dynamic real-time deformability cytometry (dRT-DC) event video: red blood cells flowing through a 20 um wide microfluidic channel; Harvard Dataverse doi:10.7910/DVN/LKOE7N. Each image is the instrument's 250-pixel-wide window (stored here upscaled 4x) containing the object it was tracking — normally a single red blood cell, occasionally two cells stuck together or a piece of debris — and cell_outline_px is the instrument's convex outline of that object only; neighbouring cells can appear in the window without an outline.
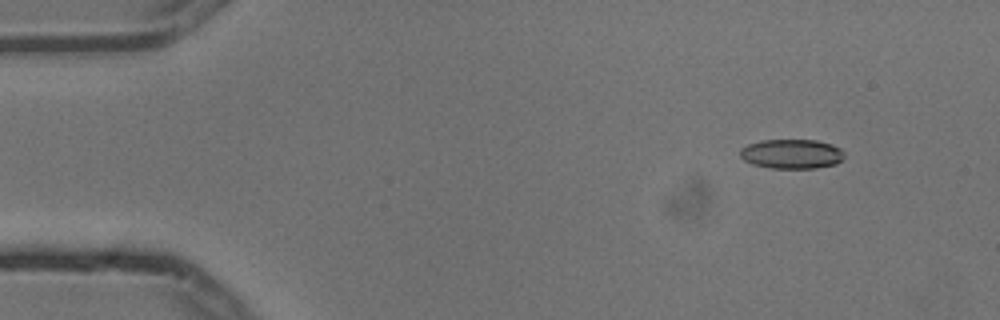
{"species": "common noctule bat (a hibernating species)", "species_latin": "Nyctalus noctula", "temperature_condition": "cold", "stored_images_in_passage": 3, "camera_frame_rate_fps": 3000, "um_per_image_px": 0.085, "animal": {"sex": "male", "body_mass_g": 13.3}, "frame": {"image": 1, "passage_image": 1, "time_ms": 0.0, "image_size_px": [1000, 320], "cell_outline_px": [[844, 156], [836, 164], [816, 168], [772, 168], [752, 164], [744, 160], [740, 156], [740, 148], [748, 144], [760, 140], [816, 140], [832, 144], [840, 148], [844, 152]], "centroid_in_image_um": [67.28, 13.08], "position_along_channel_um": 17.7, "area_um2": 17.98}}